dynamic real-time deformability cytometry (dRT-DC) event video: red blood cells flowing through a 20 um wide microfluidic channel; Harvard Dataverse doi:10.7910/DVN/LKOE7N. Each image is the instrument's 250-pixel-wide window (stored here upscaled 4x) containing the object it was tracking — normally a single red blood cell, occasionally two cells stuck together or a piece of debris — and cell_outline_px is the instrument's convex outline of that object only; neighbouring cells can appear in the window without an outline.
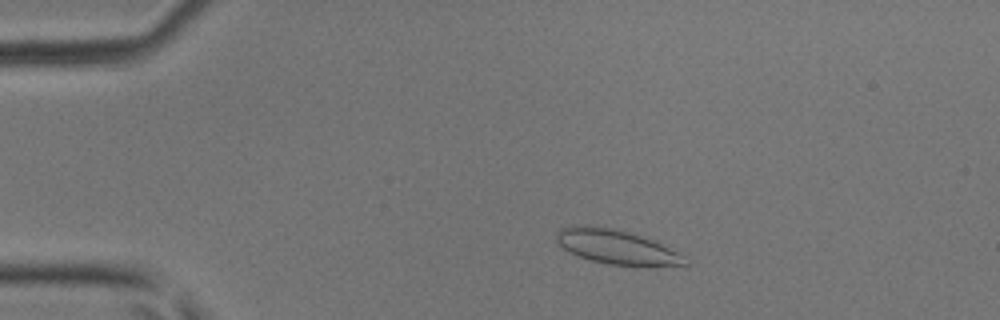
{"species": "common noctule bat (a hibernating species)", "species_latin": "Nyctalus noctula", "temperature_condition": "room temperature", "stored_images_in_passage": 44, "camera_frame_rate_fps": 3000, "um_per_image_px": 0.085, "animal": {"sex": "male", "body_mass_g": 17.9, "forearm_length_mm": 54.2}, "frame": {"image": 1, "passage_image": 6, "time_ms": 1.667, "image_size_px": [1000, 320], "cell_outline_px": [[688, 264], [648, 268], [608, 264], [592, 260], [580, 256], [564, 248], [556, 240], [556, 232], [560, 228], [580, 224], [588, 224], [612, 228], [628, 232], [652, 240], [688, 256]], "centroid_in_image_um": [52.48, 21.01], "position_along_channel_um": 32.5, "area_um2": 26.18}}
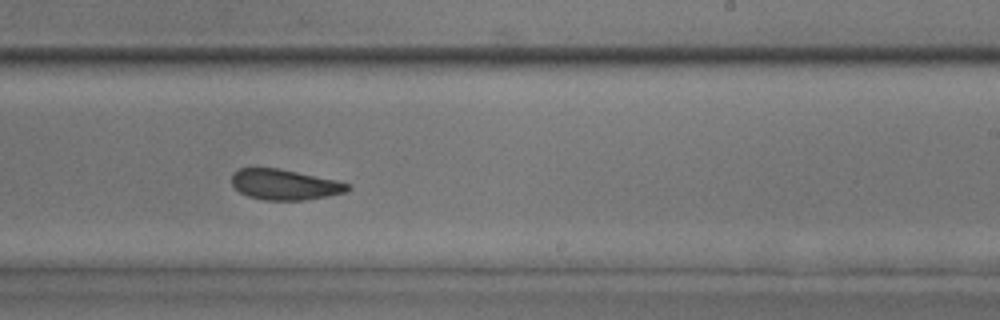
{"frame": {"image": 2, "passage_image": 26, "time_ms": 8.333, "image_size_px": [1000, 320], "cell_outline_px": [[352, 188], [344, 192], [328, 196], [304, 200], [264, 200], [248, 196], [240, 192], [232, 184], [232, 172], [240, 168], [276, 168], [336, 180], [352, 184]], "centroid_in_image_um": [24.2, 15.69], "position_along_channel_um": 264.8, "area_um2": 20.52}}
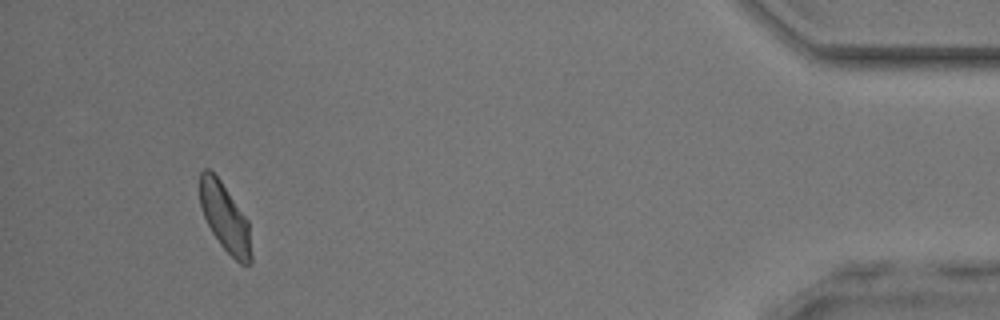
{"frame": {"image": 3, "passage_image": 41, "time_ms": 13.333, "image_size_px": [1000, 320], "cell_outline_px": [[252, 260], [248, 264], [240, 264], [220, 244], [212, 232], [204, 216], [200, 204], [200, 172], [204, 168], [208, 168], [220, 180], [248, 220], [252, 256]], "centroid_in_image_um": [19.13, 18.5], "position_along_channel_um": 416.1, "area_um2": 20.11}}